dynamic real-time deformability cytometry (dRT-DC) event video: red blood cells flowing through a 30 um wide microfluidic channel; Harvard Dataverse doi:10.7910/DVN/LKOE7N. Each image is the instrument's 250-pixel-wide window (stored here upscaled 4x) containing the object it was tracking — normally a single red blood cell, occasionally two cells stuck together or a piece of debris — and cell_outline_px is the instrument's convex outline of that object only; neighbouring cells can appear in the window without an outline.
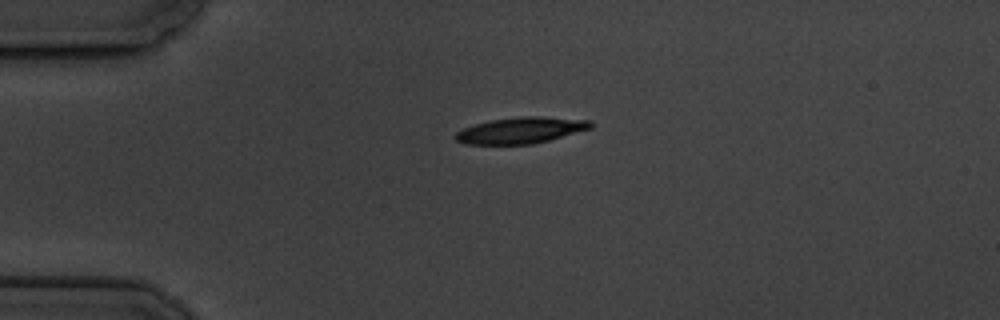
{"species": "common noctule bat (a hibernating species)", "species_latin": "Nyctalus noctula", "temperature_condition": "cold", "stored_images_in_passage": 2, "camera_frame_rate_fps": 3000, "um_per_image_px": 0.085, "animal": {"sex": "male", "body_mass_g": 19.5, "forearm_length_mm": 54.6}, "frame": {"image": 1, "passage_image": 1, "time_ms": 0.0, "image_size_px": [1000, 320], "cell_outline_px": [[592, 128], [548, 140], [532, 144], [464, 144], [456, 140], [452, 136], [456, 132], [464, 128], [476, 124], [492, 120], [524, 116], [540, 116], [592, 120]], "centroid_in_image_um": [44.27, 11.07], "position_along_channel_um": 40.7, "area_um2": 20.52}}